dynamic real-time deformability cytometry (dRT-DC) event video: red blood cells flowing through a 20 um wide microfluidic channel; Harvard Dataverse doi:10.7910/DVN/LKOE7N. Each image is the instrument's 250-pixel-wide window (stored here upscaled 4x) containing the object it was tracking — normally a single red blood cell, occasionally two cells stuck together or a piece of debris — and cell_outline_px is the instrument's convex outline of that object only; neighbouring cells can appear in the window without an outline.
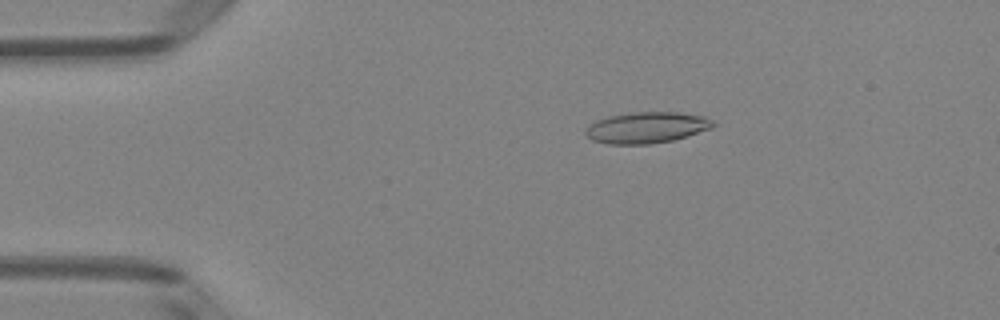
{"species": "Egyptian fruit bat (a non-hibernating species)", "species_latin": "Rousettus aegyptiacus", "temperature_condition": "room temperature", "stored_images_in_passage": 51, "camera_frame_rate_fps": 3000, "um_per_image_px": 0.085, "animal": {"sex": "female"}, "frame": {"image": 1, "passage_image": 10, "time_ms": 3.0, "image_size_px": [1000, 320], "cell_outline_px": [[716, 124], [712, 128], [688, 136], [672, 140], [648, 144], [608, 144], [592, 140], [584, 132], [588, 124], [596, 120], [608, 116], [632, 112], [676, 112], [704, 116], [712, 120]], "centroid_in_image_um": [54.95, 10.84], "position_along_channel_um": 30.0, "area_um2": 23.24}}
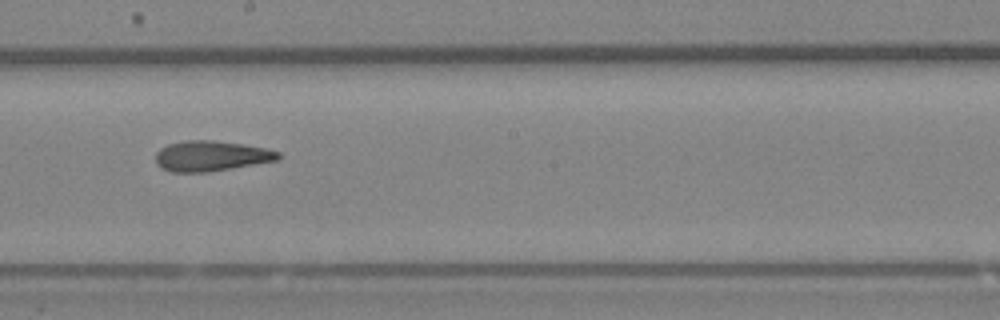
{"frame": {"image": 2, "passage_image": 29, "time_ms": 9.333, "image_size_px": [1000, 320], "cell_outline_px": [[280, 160], [208, 172], [172, 172], [160, 168], [156, 164], [156, 152], [160, 148], [168, 144], [184, 140], [212, 140], [240, 144], [264, 148], [280, 152]], "centroid_in_image_um": [17.92, 13.26], "position_along_channel_um": 230.3, "area_um2": 21.73}}
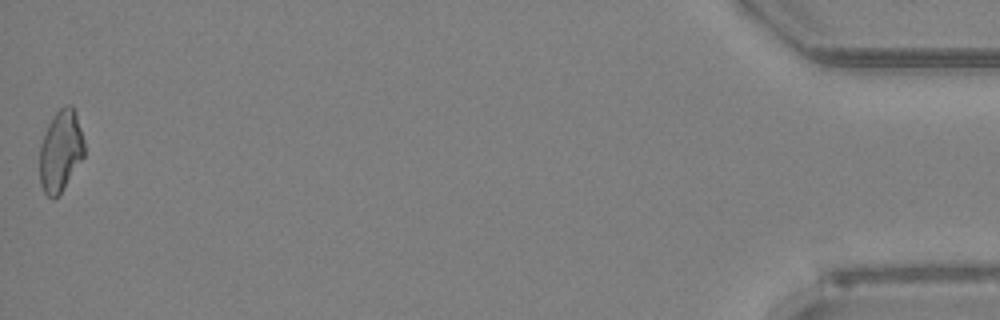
{"frame": {"image": 3, "passage_image": 51, "time_ms": 16.667, "image_size_px": [1000, 320], "cell_outline_px": [[84, 156], [60, 196], [52, 200], [44, 192], [40, 184], [40, 144], [48, 124], [56, 112], [60, 108], [68, 104], [72, 104], [76, 112], [84, 140]], "centroid_in_image_um": [5.16, 12.86], "position_along_channel_um": 430.0, "area_um2": 21.44}, "authors_computed_cell_mechanics": {"area_um2": 21.7906, "velocity_mm_per_s": 4.0194, "shape_relaxation_time_tau1_ms": 6.8972, "shape_relaxation_time_tau2_ms": 2.6, "deformation_change_tau1": 0.1999, "deformation_change_tau2": 0.1372}}